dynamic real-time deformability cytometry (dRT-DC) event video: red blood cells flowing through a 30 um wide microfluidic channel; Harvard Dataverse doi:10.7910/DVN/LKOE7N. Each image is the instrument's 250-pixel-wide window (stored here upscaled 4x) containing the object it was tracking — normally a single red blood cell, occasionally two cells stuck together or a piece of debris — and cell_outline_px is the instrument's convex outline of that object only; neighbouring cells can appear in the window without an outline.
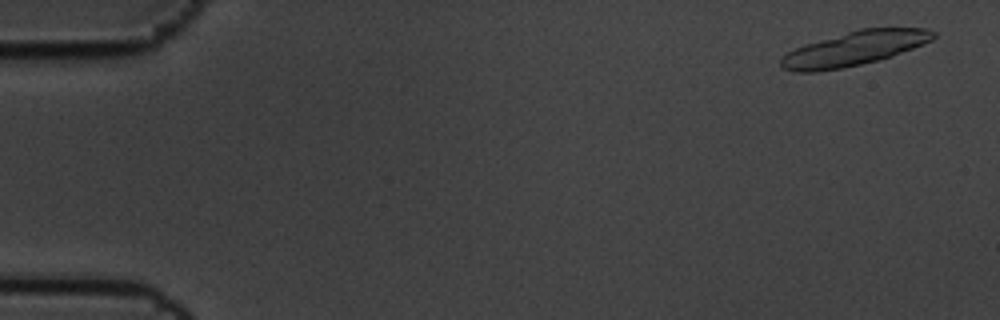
{"species": "common noctule bat (a hibernating species)", "species_latin": "Nyctalus noctula", "temperature_condition": "cold", "stored_images_in_passage": 9, "segment_of_instrument_passage": [1, 2], "camera_frame_rate_fps": 3000, "um_per_image_px": 0.085, "animal": {"sex": "male", "body_mass_g": 19.5, "forearm_length_mm": 54.6}, "frame": {"image": 1, "passage_image": 1, "time_ms": 0.0, "image_size_px": [1000, 320], "cell_outline_px": [[936, 36], [932, 40], [892, 56], [860, 64], [840, 68], [816, 72], [796, 72], [780, 68], [780, 60], [788, 52], [804, 44], [860, 28], [924, 28], [936, 32]], "centroid_in_image_um": [72.59, 4.12], "position_along_channel_um": 12.4, "area_um2": 30.11}}